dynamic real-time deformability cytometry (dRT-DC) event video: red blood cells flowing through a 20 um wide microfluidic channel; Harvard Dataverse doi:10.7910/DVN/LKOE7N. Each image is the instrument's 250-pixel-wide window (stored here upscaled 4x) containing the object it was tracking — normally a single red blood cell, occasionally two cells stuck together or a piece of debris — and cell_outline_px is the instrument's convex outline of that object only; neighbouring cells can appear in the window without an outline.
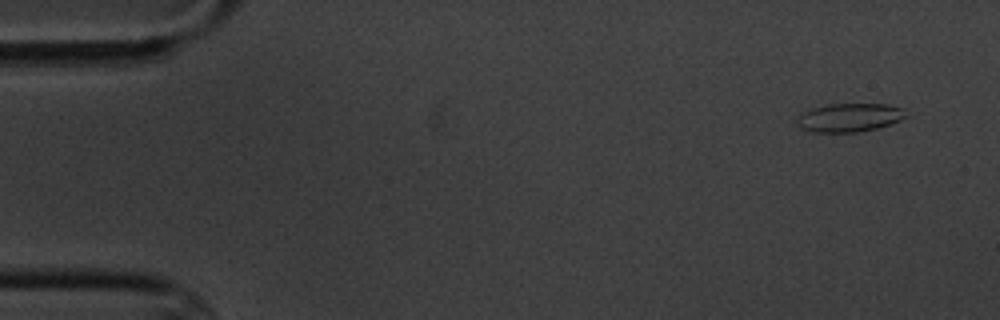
{"species": "common noctule bat (a hibernating species)", "species_latin": "Nyctalus noctula", "temperature_condition": "cold", "stored_images_in_passage": 5, "segment_of_instrument_passage": [2, 2], "camera_frame_rate_fps": 3000, "um_per_image_px": 0.085, "animal": {"sex": "male", "body_mass_g": 20.1, "forearm_length_mm": 53.5}, "frame": {"image": 1, "passage_image": 5, "time_ms": 4.667, "image_size_px": [1000, 320], "cell_outline_px": [[908, 116], [900, 120], [876, 128], [860, 132], [812, 132], [800, 128], [796, 124], [796, 120], [804, 112], [812, 108], [828, 104], [888, 104], [904, 108]], "centroid_in_image_um": [72.21, 9.99], "position_along_channel_um": 12.8, "area_um2": 18.15}}